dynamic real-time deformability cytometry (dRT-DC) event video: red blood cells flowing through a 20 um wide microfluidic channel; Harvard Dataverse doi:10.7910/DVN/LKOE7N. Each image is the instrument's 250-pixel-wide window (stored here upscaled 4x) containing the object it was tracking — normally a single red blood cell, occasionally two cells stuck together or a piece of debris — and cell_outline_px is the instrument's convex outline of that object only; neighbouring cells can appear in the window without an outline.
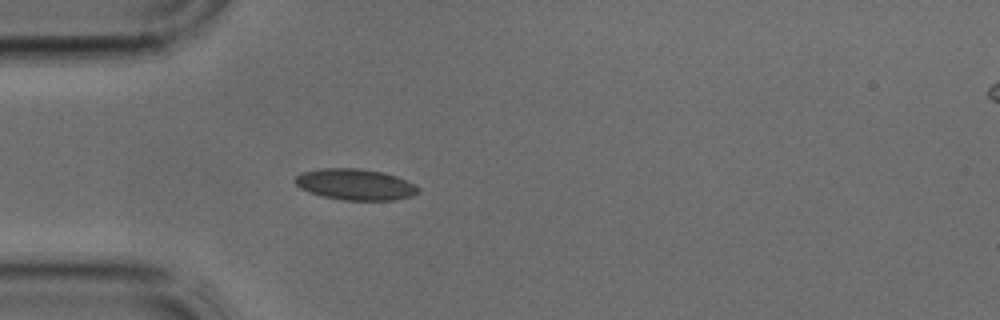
{"species": "common noctule bat (a hibernating species)", "species_latin": "Nyctalus noctula", "temperature_condition": "cold", "stored_images_in_passage": 4, "segment_of_instrument_passage": [1, 2], "camera_frame_rate_fps": 3000, "um_per_image_px": 0.085, "animal": {"sex": "male", "body_mass_g": 17.9, "forearm_length_mm": 54.2}, "frame": {"image": 1, "passage_image": 3, "time_ms": 0.667, "image_size_px": [1000, 320], "cell_outline_px": [[420, 192], [412, 196], [392, 200], [344, 200], [324, 196], [308, 192], [300, 188], [292, 180], [296, 176], [304, 172], [320, 168], [360, 168], [380, 172], [396, 176], [420, 188]], "centroid_in_image_um": [30.17, 15.68], "position_along_channel_um": 54.8, "area_um2": 22.2}}